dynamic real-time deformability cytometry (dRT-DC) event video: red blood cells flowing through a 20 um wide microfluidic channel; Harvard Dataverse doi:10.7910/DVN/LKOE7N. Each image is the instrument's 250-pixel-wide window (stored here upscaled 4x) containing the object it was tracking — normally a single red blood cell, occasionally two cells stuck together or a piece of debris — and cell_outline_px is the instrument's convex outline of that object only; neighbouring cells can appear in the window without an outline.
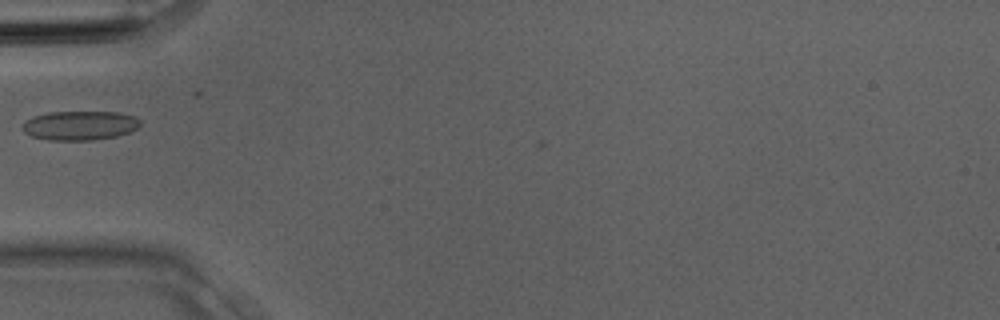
{"species": "Egyptian fruit bat (a non-hibernating species)", "species_latin": "Rousettus aegyptiacus", "temperature_condition": "room temperature", "stored_images_in_passage": 3, "camera_frame_rate_fps": 3000, "um_per_image_px": 0.085, "animal": {"sex": "male"}, "frame": {"image": 1, "passage_image": 3, "time_ms": 0.667, "image_size_px": [1000, 320], "cell_outline_px": [[140, 124], [136, 128], [128, 132], [116, 136], [92, 140], [48, 140], [32, 136], [24, 132], [20, 128], [20, 124], [24, 120], [32, 116], [48, 112], [120, 112], [132, 116], [140, 120]], "centroid_in_image_um": [6.7, 10.66], "position_along_channel_um": 78.3, "area_um2": 20.17}}